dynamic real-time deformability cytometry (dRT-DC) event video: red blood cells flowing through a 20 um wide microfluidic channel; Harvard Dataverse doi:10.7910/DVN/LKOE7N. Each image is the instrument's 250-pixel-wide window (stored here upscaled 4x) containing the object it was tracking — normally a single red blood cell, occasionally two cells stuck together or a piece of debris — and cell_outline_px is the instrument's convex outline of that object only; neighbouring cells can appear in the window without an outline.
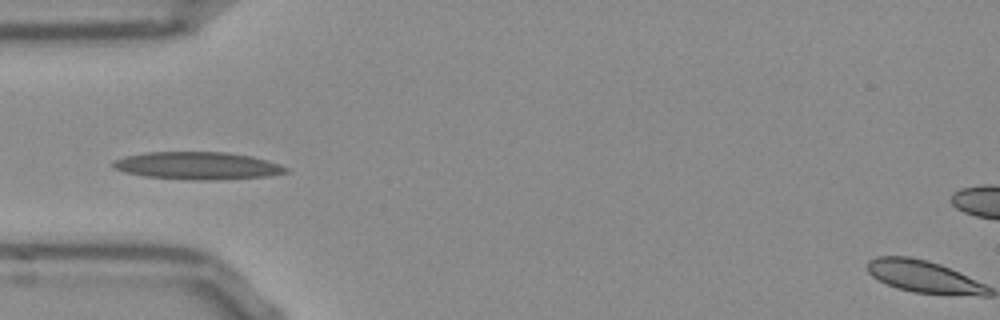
{"species": "Egyptian fruit bat (a non-hibernating species)", "species_latin": "Rousettus aegyptiacus", "temperature_condition": "room temperature", "stored_images_in_passage": 31, "camera_frame_rate_fps": 3000, "um_per_image_px": 0.085, "frame": {"image": 1, "passage_image": 1, "time_ms": 0.0, "image_size_px": [1000, 320], "cell_outline_px": [[288, 172], [268, 176], [212, 180], [192, 180], [144, 176], [124, 172], [116, 168], [112, 164], [112, 160], [124, 156], [148, 152], [224, 152], [252, 156], [280, 164], [288, 168]], "centroid_in_image_um": [16.78, 14.08], "position_along_channel_um": 68.2, "area_um2": 27.69}}
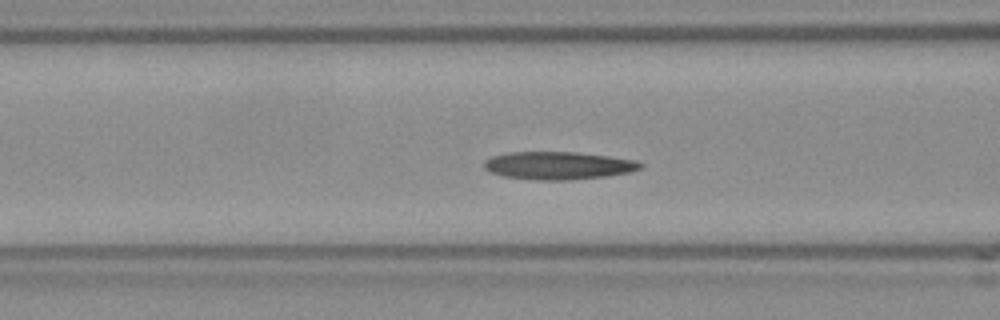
{"frame": {"image": 2, "passage_image": 5, "time_ms": 1.333, "image_size_px": [1000, 320], "cell_outline_px": [[644, 168], [628, 172], [604, 176], [572, 180], [536, 180], [504, 176], [488, 172], [484, 168], [484, 160], [492, 156], [508, 152], [576, 152], [608, 156], [636, 160], [644, 164]], "centroid_in_image_um": [47.44, 14.07], "position_along_channel_um": 119.2, "area_um2": 25.43}, "authors_computed_cell_mechanics": {"area_um2": 25.0852, "velocity_mm_per_s": 3.7634, "shape_relaxation_time_tau1_ms": 4.4363, "shape_relaxation_time_tau2_ms": 2.4951, "deformation_change_tau1": 0.1688, "deformation_change_tau2": 0.1086}}